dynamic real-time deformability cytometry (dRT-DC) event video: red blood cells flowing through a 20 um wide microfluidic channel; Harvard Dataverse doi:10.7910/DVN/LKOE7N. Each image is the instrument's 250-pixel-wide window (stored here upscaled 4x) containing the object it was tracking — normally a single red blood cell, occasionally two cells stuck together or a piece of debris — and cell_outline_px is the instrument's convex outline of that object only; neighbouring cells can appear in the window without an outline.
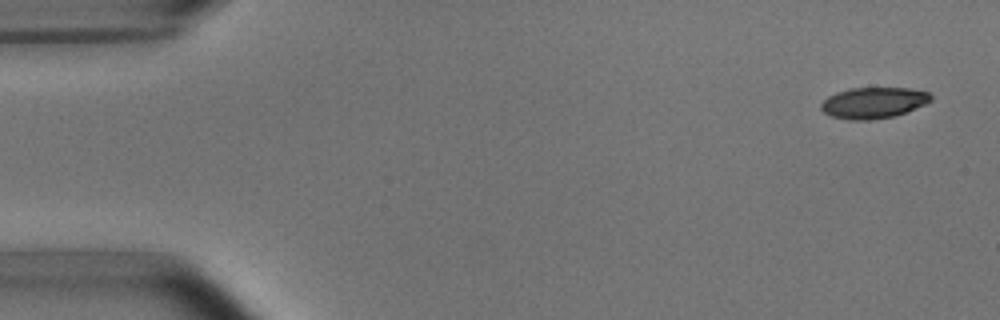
{"species": "common noctule bat (a hibernating species)", "species_latin": "Nyctalus noctula", "temperature_condition": "room temperature", "stored_images_in_passage": 5, "camera_frame_rate_fps": 3000, "um_per_image_px": 0.085, "animal": {"sex": "male", "body_mass_g": 15.6}, "frame": {"image": 1, "passage_image": 1, "time_ms": 0.0, "image_size_px": [1000, 320], "cell_outline_px": [[932, 100], [924, 104], [904, 112], [892, 116], [868, 120], [848, 120], [832, 116], [824, 112], [820, 108], [820, 104], [828, 96], [836, 92], [848, 88], [908, 88], [928, 92], [932, 96]], "centroid_in_image_um": [74.2, 8.72], "position_along_channel_um": 10.8, "area_um2": 19.71}}
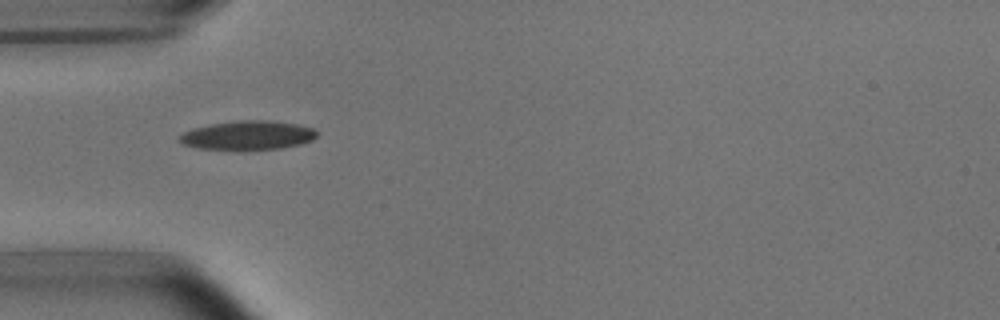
{"frame": {"image": 2, "passage_image": 5, "time_ms": 4.667, "image_size_px": [1000, 320], "cell_outline_px": [[316, 136], [312, 140], [300, 144], [280, 148], [236, 152], [200, 148], [184, 144], [180, 140], [180, 136], [184, 132], [192, 128], [212, 124], [236, 120], [268, 120], [296, 124], [312, 128], [316, 132]], "centroid_in_image_um": [21.04, 11.53], "position_along_channel_um": 64.0, "area_um2": 23.58}}